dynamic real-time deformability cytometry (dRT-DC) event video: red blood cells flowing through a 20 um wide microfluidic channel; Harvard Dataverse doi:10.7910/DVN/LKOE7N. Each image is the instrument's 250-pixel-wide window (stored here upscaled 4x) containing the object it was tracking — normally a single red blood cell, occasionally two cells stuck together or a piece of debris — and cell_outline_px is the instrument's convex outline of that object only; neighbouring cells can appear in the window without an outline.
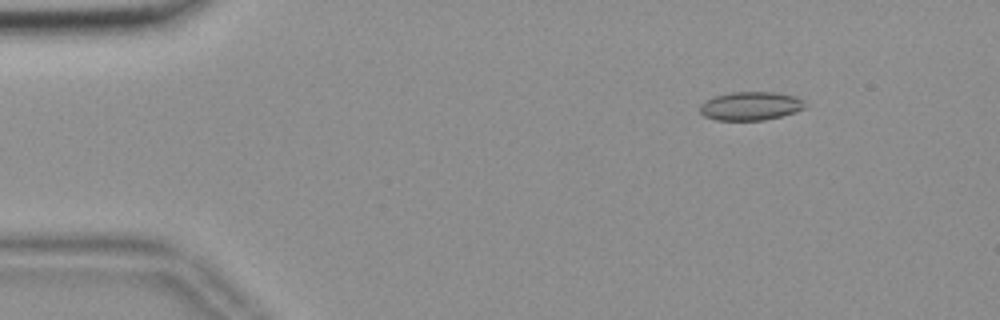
{"species": "common noctule bat (a hibernating species)", "species_latin": "Nyctalus noctula", "temperature_condition": "room temperature", "stored_images_in_passage": 51, "camera_frame_rate_fps": 3000, "um_per_image_px": 0.085, "animal": {"sex": "female", "body_mass_g": 18.4}, "frame": {"image": 1, "passage_image": 3, "time_ms": 0.667, "image_size_px": [1000, 320], "cell_outline_px": [[808, 104], [804, 108], [796, 112], [764, 120], [716, 120], [704, 116], [700, 112], [700, 104], [716, 96], [732, 92], [776, 92], [796, 96], [804, 100]], "centroid_in_image_um": [63.85, 9.01], "position_along_channel_um": 21.2, "area_um2": 17.51}}
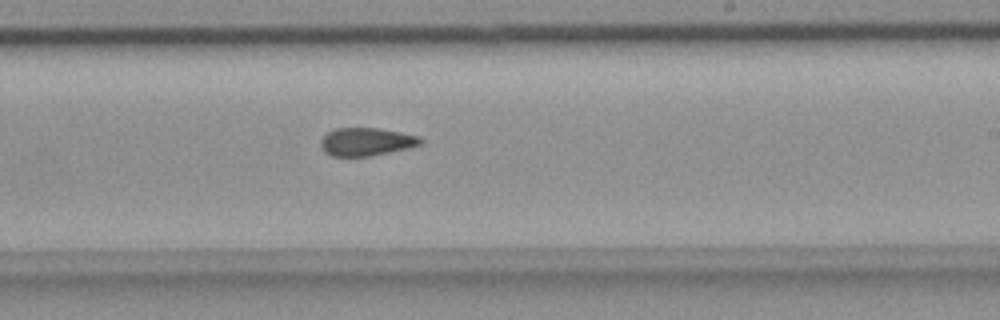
{"frame": {"image": 2, "passage_image": 29, "time_ms": 9.333, "image_size_px": [1000, 320], "cell_outline_px": [[424, 144], [408, 148], [368, 156], [332, 156], [324, 152], [320, 144], [320, 140], [328, 132], [336, 128], [376, 128], [400, 132], [420, 136], [424, 140]], "centroid_in_image_um": [31.16, 12.05], "position_along_channel_um": 257.8, "area_um2": 16.3}}
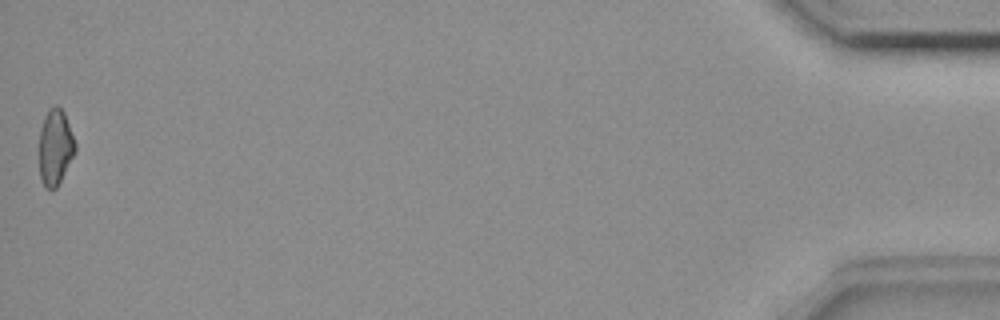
{"frame": {"image": 3, "passage_image": 51, "time_ms": 16.667, "image_size_px": [1000, 320], "cell_outline_px": [[76, 152], [56, 188], [52, 192], [44, 188], [40, 176], [40, 128], [44, 116], [48, 108], [56, 104], [64, 112], [76, 144]], "centroid_in_image_um": [4.7, 12.52], "position_along_channel_um": 430.5, "area_um2": 16.07}, "authors_computed_cell_mechanics": {"area_um2": 16.8198, "velocity_mm_per_s": 3.681, "shape_relaxation_time_tau1_ms": null, "shape_relaxation_time_tau2_ms": 2.1318, "deformation_change_tau1": null, "deformation_change_tau2": 0.093}}